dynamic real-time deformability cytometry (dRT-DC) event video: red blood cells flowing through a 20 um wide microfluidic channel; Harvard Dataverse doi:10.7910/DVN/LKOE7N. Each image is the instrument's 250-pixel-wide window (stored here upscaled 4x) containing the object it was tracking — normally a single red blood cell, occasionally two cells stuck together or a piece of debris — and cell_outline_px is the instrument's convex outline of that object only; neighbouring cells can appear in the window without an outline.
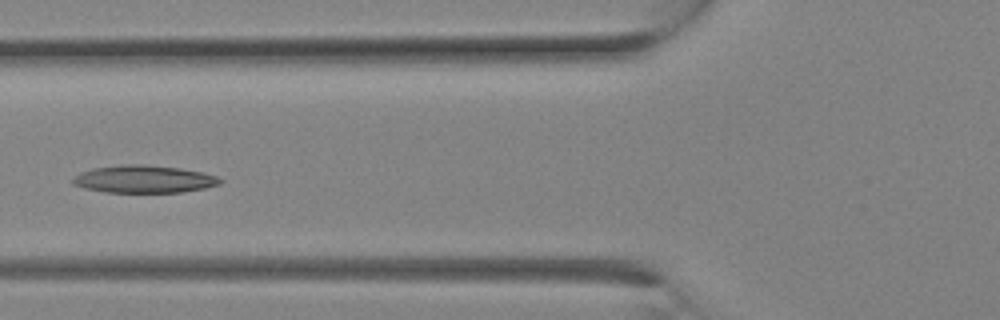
{"species": "Egyptian fruit bat (a non-hibernating species)", "species_latin": "Rousettus aegyptiacus", "temperature_condition": "room temperature", "stored_images_in_passage": 10, "camera_frame_rate_fps": 3000, "um_per_image_px": 0.085, "animal": {"sex": "female"}, "frame": {"image": 1, "passage_image": 9, "time_ms": 2.667, "image_size_px": [1000, 320], "cell_outline_px": [[224, 180], [220, 184], [204, 188], [184, 192], [104, 192], [84, 188], [72, 184], [72, 180], [80, 172], [92, 168], [124, 164], [148, 164], [180, 168], [204, 172], [216, 176]], "centroid_in_image_um": [12.25, 15.22], "position_along_channel_um": 113.6, "area_um2": 23.81}}